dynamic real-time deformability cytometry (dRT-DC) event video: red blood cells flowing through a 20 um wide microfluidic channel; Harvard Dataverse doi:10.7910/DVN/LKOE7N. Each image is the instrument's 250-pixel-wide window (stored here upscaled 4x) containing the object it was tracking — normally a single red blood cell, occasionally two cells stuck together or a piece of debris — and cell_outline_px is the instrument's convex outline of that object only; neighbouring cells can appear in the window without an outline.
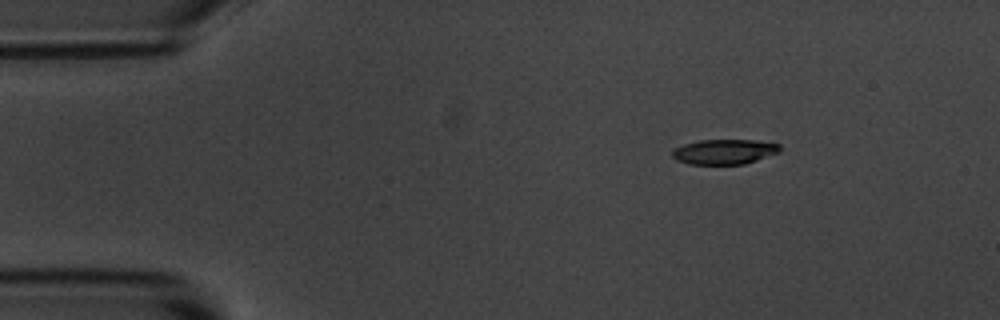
{"species": "common noctule bat (a hibernating species)", "species_latin": "Nyctalus noctula", "temperature_condition": "room temperature", "stored_images_in_passage": 5, "camera_frame_rate_fps": 3000, "um_per_image_px": 0.085, "animal": {"sex": "male", "body_mass_g": 20.1, "forearm_length_mm": 53.5}, "frame": {"image": 1, "passage_image": 2, "time_ms": 1.0, "image_size_px": [1000, 320], "cell_outline_px": [[780, 152], [744, 164], [688, 164], [676, 160], [672, 156], [672, 152], [676, 148], [684, 144], [700, 140], [752, 140], [780, 144]], "centroid_in_image_um": [61.56, 12.9], "position_along_channel_um": 23.4, "area_um2": 15.55}}
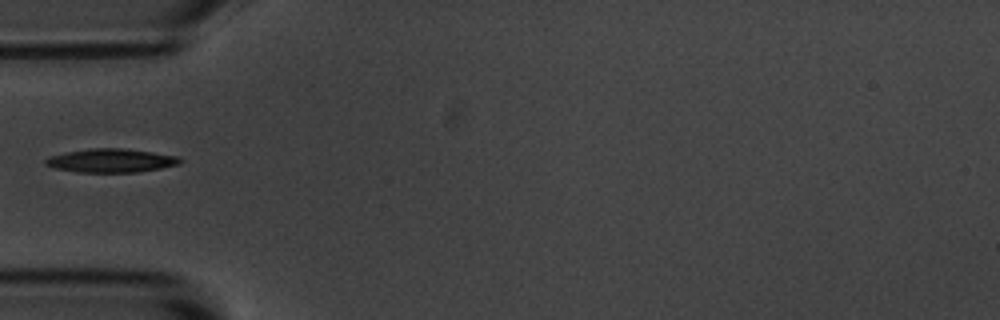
{"frame": {"image": 2, "passage_image": 5, "time_ms": 4.333, "image_size_px": [1000, 320], "cell_outline_px": [[184, 160], [180, 164], [160, 168], [136, 172], [80, 172], [52, 168], [44, 164], [44, 160], [48, 156], [68, 152], [92, 148], [124, 148], [180, 156]], "centroid_in_image_um": [9.45, 13.64], "position_along_channel_um": 75.5, "area_um2": 18.61}}